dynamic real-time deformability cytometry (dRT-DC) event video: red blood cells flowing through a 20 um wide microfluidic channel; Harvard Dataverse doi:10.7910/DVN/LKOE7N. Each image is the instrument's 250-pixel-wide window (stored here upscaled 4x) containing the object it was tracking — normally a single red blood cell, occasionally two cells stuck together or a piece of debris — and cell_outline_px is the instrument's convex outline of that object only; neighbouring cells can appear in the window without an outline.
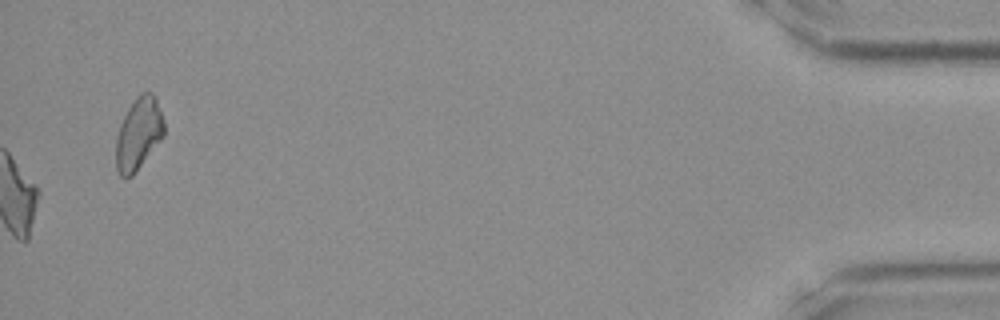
{"species": "Egyptian fruit bat (a non-hibernating species)", "species_latin": "Rousettus aegyptiacus", "temperature_condition": "room temperature", "stored_images_in_passage": 33, "camera_frame_rate_fps": 3000, "um_per_image_px": 0.085, "frame": {"image": 1, "passage_image": 33, "time_ms": 10.667, "image_size_px": [1000, 320], "cell_outline_px": [[164, 136], [132, 176], [120, 176], [116, 172], [116, 136], [120, 124], [128, 108], [136, 96], [140, 92], [152, 92], [156, 96], [164, 120]], "centroid_in_image_um": [11.78, 11.34], "position_along_channel_um": 423.4, "area_um2": 20.35}}